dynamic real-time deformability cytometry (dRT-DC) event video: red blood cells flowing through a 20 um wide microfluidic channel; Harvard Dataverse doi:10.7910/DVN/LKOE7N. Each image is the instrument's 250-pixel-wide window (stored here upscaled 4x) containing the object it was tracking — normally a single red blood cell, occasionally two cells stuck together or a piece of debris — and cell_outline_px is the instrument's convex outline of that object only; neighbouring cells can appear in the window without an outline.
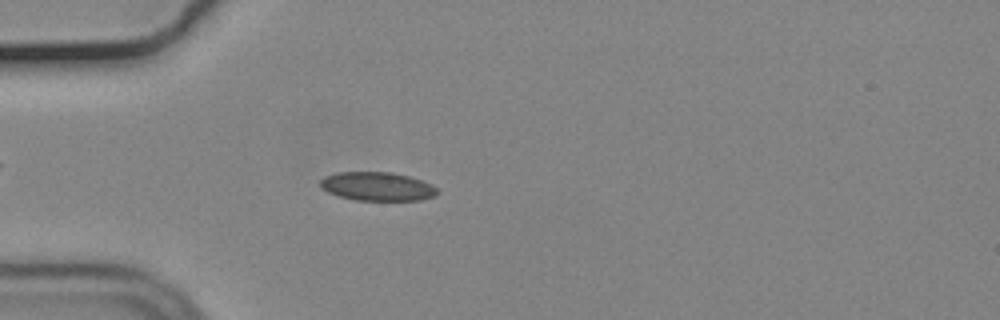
{"species": "common noctule bat (a hibernating species)", "species_latin": "Nyctalus noctula", "temperature_condition": "cold", "stored_images_in_passage": 44, "camera_frame_rate_fps": 3000, "um_per_image_px": 0.085, "animal": {"sex": "male", "body_mass_g": 19.2, "forearm_length_mm": 51.8}, "frame": {"image": 1, "passage_image": 10, "time_ms": 3.0, "image_size_px": [1000, 320], "cell_outline_px": [[440, 192], [436, 196], [420, 200], [356, 200], [340, 196], [328, 192], [320, 188], [320, 180], [324, 176], [336, 172], [392, 172], [408, 176], [432, 184]], "centroid_in_image_um": [32.07, 15.84], "position_along_channel_um": 52.9, "area_um2": 19.65}}
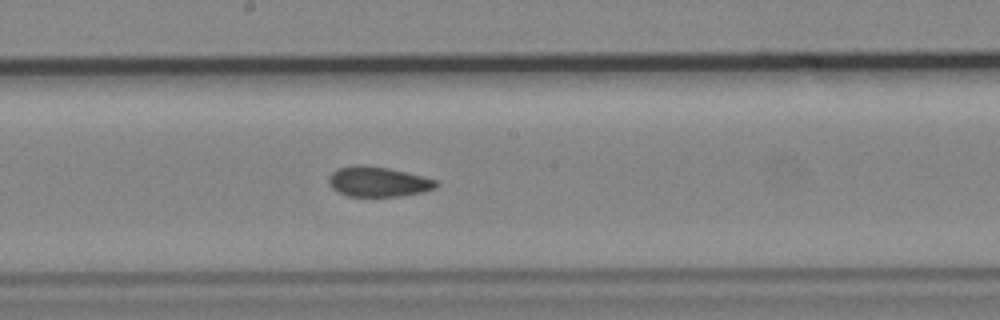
{"frame": {"image": 2, "passage_image": 24, "time_ms": 7.667, "image_size_px": [1000, 320], "cell_outline_px": [[440, 184], [436, 188], [424, 192], [400, 196], [348, 196], [332, 188], [328, 184], [328, 176], [336, 168], [352, 164], [364, 164], [388, 168], [436, 180]], "centroid_in_image_um": [32.1, 15.43], "position_along_channel_um": 216.1, "area_um2": 18.96}}
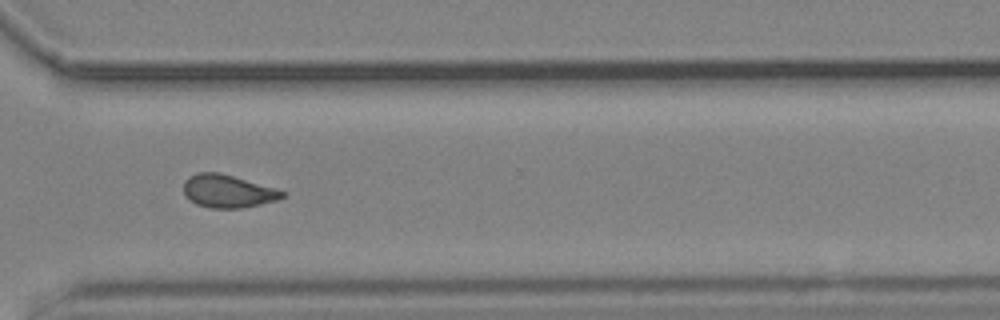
{"frame": {"image": 3, "passage_image": 35, "time_ms": 11.333, "image_size_px": [1000, 320], "cell_outline_px": [[288, 192], [284, 196], [276, 200], [260, 204], [240, 208], [212, 208], [196, 204], [188, 200], [184, 196], [184, 180], [188, 176], [196, 172], [220, 172], [276, 188]], "centroid_in_image_um": [19.34, 16.24], "position_along_channel_um": 351.3, "area_um2": 19.13}, "authors_computed_cell_mechanics": {"area_um2": 19.1318, "velocity_mm_per_s": 3.6963, "shape_relaxation_time_tau1_ms": null, "shape_relaxation_time_tau2_ms": 3.3218, "deformation_change_tau1": null, "deformation_change_tau2": 0.0714}}